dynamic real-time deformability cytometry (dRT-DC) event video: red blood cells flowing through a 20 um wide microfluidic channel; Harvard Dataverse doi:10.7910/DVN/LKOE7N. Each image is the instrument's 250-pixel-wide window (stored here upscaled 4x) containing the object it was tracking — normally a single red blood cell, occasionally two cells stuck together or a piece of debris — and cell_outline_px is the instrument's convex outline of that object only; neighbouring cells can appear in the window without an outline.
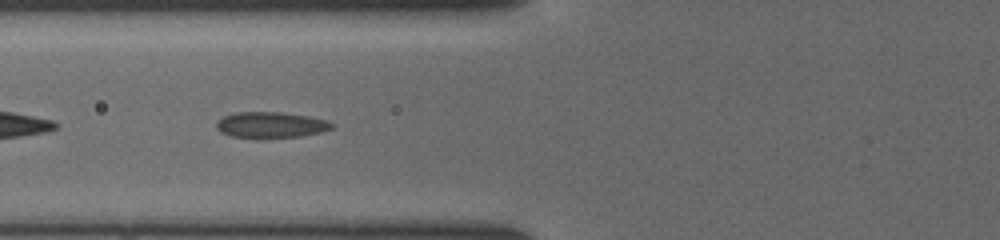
{"species": "common noctule bat (a hibernating species)", "species_latin": "Nyctalus noctula", "temperature_condition": "cold", "stored_images_in_passage": 33, "camera_frame_rate_fps": 3000, "um_per_image_px": 0.085, "animal": {"sex": "female", "body_mass_g": 19.5, "forearm_length_mm": 54.1}, "frame": {"image": 1, "passage_image": 4, "time_ms": 1.0, "image_size_px": [1000, 240], "cell_outline_px": [[332, 128], [320, 132], [300, 136], [232, 136], [220, 132], [216, 128], [216, 120], [224, 116], [236, 112], [280, 112], [308, 116], [324, 120], [332, 124]], "centroid_in_image_um": [22.96, 10.58], "position_along_channel_um": 102.8, "area_um2": 16.76}}
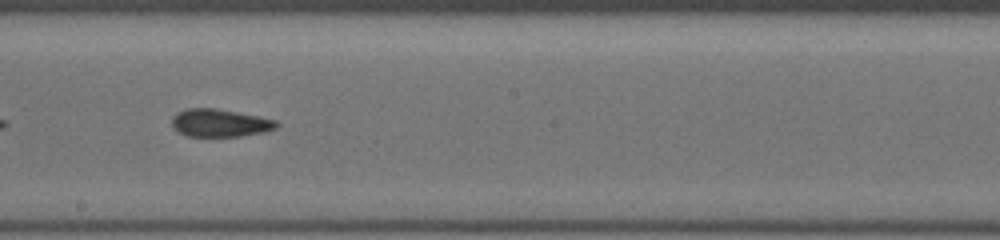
{"frame": {"image": 2, "passage_image": 13, "time_ms": 4.0, "image_size_px": [1000, 240], "cell_outline_px": [[280, 124], [276, 128], [260, 132], [240, 136], [188, 136], [172, 128], [172, 116], [176, 112], [188, 108], [216, 108], [276, 120]], "centroid_in_image_um": [18.64, 10.44], "position_along_channel_um": 229.6, "area_um2": 16.76}}
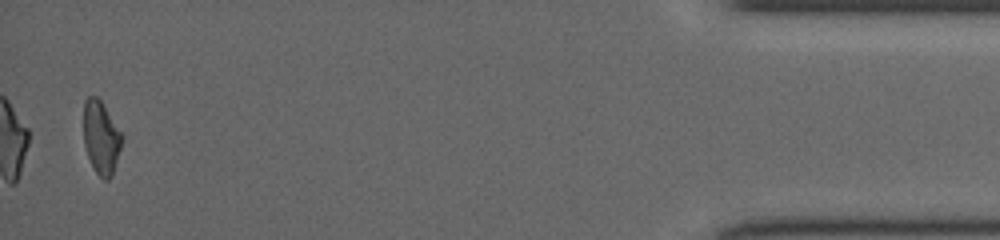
{"frame": {"image": 3, "passage_image": 32, "time_ms": 10.333, "image_size_px": [1000, 240], "cell_outline_px": [[124, 136], [112, 172], [108, 180], [104, 180], [96, 172], [88, 156], [84, 144], [84, 100], [88, 96], [96, 96], [100, 100]], "centroid_in_image_um": [8.58, 11.65], "position_along_channel_um": 426.6, "area_um2": 15.95}}